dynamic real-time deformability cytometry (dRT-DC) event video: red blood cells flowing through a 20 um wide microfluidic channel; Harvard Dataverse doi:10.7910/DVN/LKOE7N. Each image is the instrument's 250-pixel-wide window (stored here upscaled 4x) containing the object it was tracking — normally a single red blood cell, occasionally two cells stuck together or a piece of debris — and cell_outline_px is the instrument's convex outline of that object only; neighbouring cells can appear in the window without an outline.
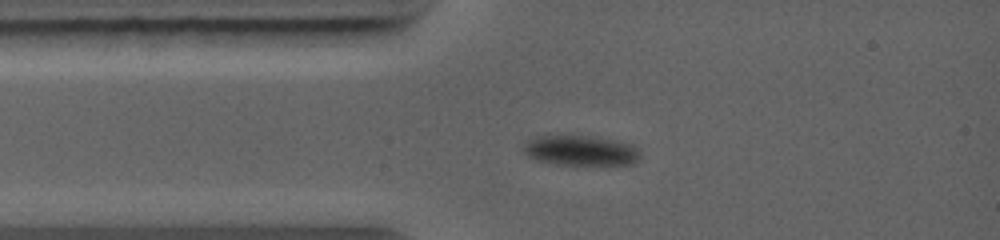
{"species": "common noctule bat (a hibernating species)", "species_latin": "Nyctalus noctula", "temperature_condition": "warm", "stored_images_in_passage": 28, "camera_frame_rate_fps": 5000, "um_per_image_px": 0.085, "animal": {"sex": "female", "body_mass_g": 19.0, "forearm_length_mm": 56.7}, "frame": {"image": 1, "passage_image": 1, "time_ms": 0.0, "image_size_px": [1000, 240], "cell_outline_px": [[640, 156], [636, 164], [576, 168], [536, 160], [528, 156], [520, 148], [532, 136], [596, 136], [632, 144], [636, 148]], "centroid_in_image_um": [49.36, 12.85], "position_along_channel_um": 35.6, "area_um2": 21.68}}
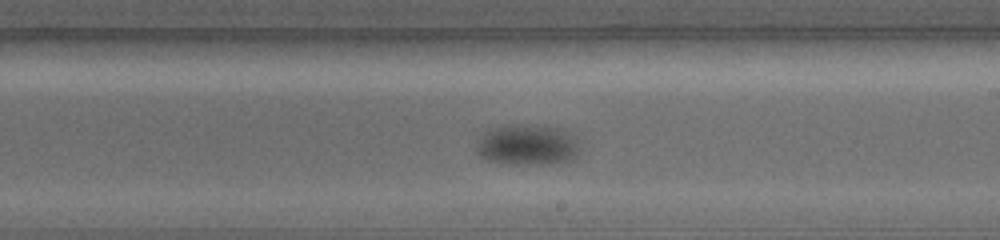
{"frame": {"image": 2, "passage_image": 12, "time_ms": 5.0, "image_size_px": [1000, 240], "cell_outline_px": [[580, 148], [576, 156], [560, 164], [512, 164], [488, 160], [480, 156], [476, 152], [476, 144], [484, 132], [500, 124], [524, 124], [560, 128], [572, 132], [576, 136]], "centroid_in_image_um": [44.85, 12.3], "position_along_channel_um": 244.2, "area_um2": 25.14}}
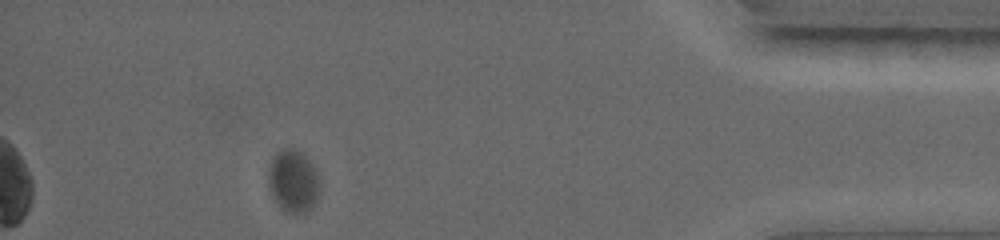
{"frame": {"image": 3, "passage_image": 25, "time_ms": 10.2, "image_size_px": [1000, 240], "cell_outline_px": [[320, 188], [316, 200], [312, 208], [304, 212], [288, 212], [280, 208], [272, 196], [268, 184], [268, 168], [272, 160], [284, 148], [296, 148], [316, 168], [320, 180]], "centroid_in_image_um": [24.94, 15.4], "position_along_channel_um": 410.3, "area_um2": 18.67}}